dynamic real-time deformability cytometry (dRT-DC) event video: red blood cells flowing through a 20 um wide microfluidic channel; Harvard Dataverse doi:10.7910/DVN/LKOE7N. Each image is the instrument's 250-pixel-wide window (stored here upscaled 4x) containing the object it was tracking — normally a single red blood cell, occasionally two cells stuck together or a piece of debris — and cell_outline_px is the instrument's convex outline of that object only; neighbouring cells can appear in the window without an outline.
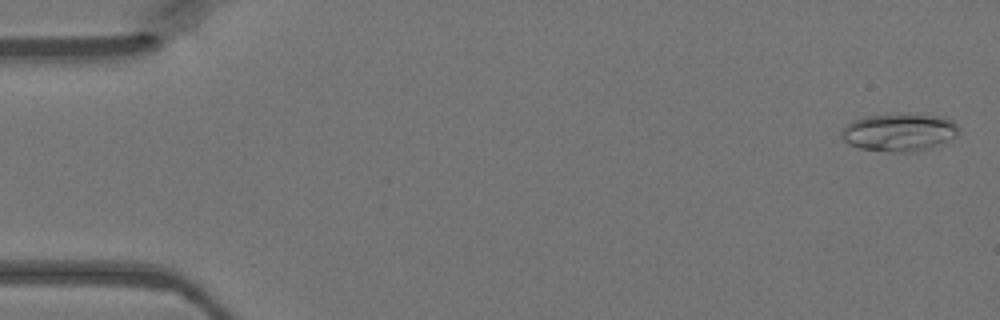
{"species": "Egyptian fruit bat (a non-hibernating species)", "species_latin": "Rousettus aegyptiacus", "temperature_condition": "warm", "stored_images_in_passage": 47, "camera_frame_rate_fps": 3000, "um_per_image_px": 0.085, "animal": {"sex": "female"}, "frame": {"image": 1, "passage_image": 1, "time_ms": 0.0, "image_size_px": [1000, 320], "cell_outline_px": [[960, 132], [956, 136], [928, 148], [908, 152], [896, 152], [860, 148], [848, 144], [840, 136], [840, 132], [852, 120], [868, 116], [900, 112], [940, 116], [952, 120], [960, 128]], "centroid_in_image_um": [76.42, 11.21], "position_along_channel_um": 8.6, "area_um2": 25.95}}
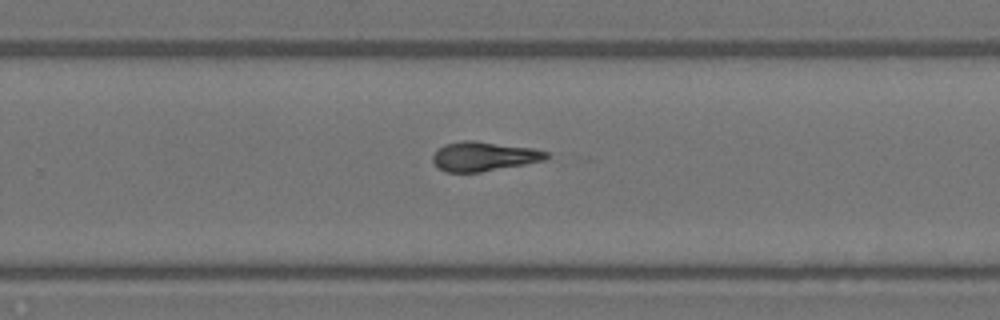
{"frame": {"image": 2, "passage_image": 30, "time_ms": 9.667, "image_size_px": [1000, 320], "cell_outline_px": [[548, 156], [544, 160], [524, 164], [480, 172], [444, 172], [432, 160], [432, 156], [444, 144], [464, 140], [476, 140], [532, 148], [548, 152]], "centroid_in_image_um": [41.11, 13.28], "position_along_channel_um": 288.7, "area_um2": 19.25}}
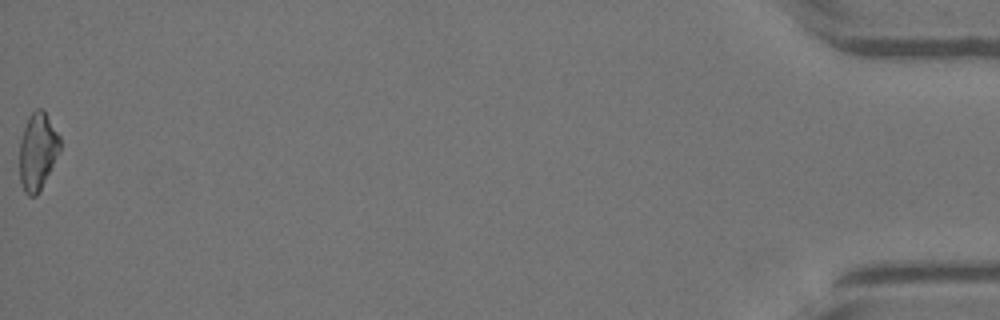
{"frame": {"image": 3, "passage_image": 47, "time_ms": 15.333, "image_size_px": [1000, 320], "cell_outline_px": [[60, 152], [36, 196], [28, 196], [24, 192], [20, 180], [20, 140], [28, 116], [36, 108], [44, 108], [60, 136]], "centroid_in_image_um": [3.21, 12.82], "position_along_channel_um": 432.0, "area_um2": 18.26}}